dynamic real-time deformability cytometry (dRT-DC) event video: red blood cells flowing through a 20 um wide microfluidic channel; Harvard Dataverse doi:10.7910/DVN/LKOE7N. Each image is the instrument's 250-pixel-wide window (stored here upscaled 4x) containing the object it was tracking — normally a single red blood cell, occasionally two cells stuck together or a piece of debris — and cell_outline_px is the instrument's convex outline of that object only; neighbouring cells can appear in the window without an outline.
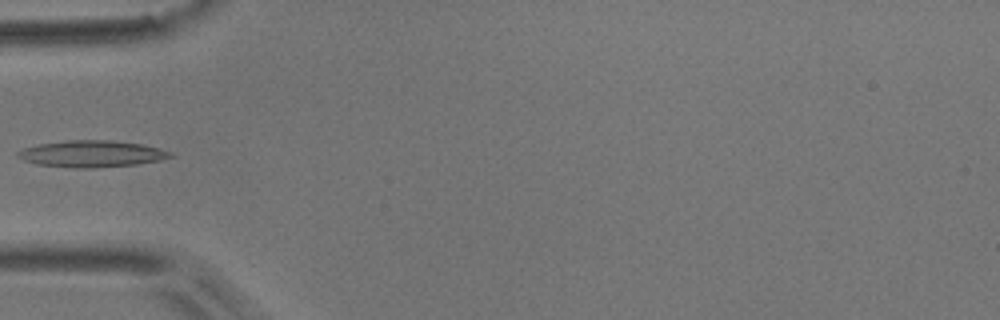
{"species": "common noctule bat (a hibernating species)", "species_latin": "Nyctalus noctula", "temperature_condition": "room temperature", "stored_images_in_passage": 2, "camera_frame_rate_fps": 3000, "um_per_image_px": 0.085, "animal": {"sex": "male", "body_mass_g": 17.9}, "frame": {"image": 1, "passage_image": 1, "time_ms": 0.0, "image_size_px": [1000, 320], "cell_outline_px": [[176, 156], [160, 160], [136, 164], [92, 168], [72, 168], [36, 164], [24, 160], [16, 156], [16, 152], [24, 148], [40, 144], [64, 140], [108, 140], [140, 144], [160, 148], [172, 152]], "centroid_in_image_um": [7.79, 13.08], "position_along_channel_um": 77.2, "area_um2": 23.7}}
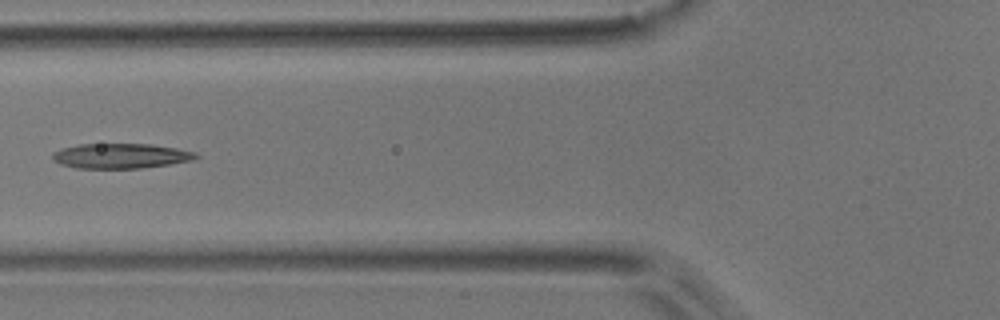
{"frame": {"image": 2, "passage_image": 2, "time_ms": 0.333, "image_size_px": [1000, 320], "cell_outline_px": [[200, 156], [196, 160], [140, 168], [76, 168], [60, 164], [52, 160], [52, 152], [64, 148], [80, 144], [152, 144], [176, 148], [196, 152]], "centroid_in_image_um": [10.28, 13.25], "position_along_channel_um": 115.5, "area_um2": 20.92}}